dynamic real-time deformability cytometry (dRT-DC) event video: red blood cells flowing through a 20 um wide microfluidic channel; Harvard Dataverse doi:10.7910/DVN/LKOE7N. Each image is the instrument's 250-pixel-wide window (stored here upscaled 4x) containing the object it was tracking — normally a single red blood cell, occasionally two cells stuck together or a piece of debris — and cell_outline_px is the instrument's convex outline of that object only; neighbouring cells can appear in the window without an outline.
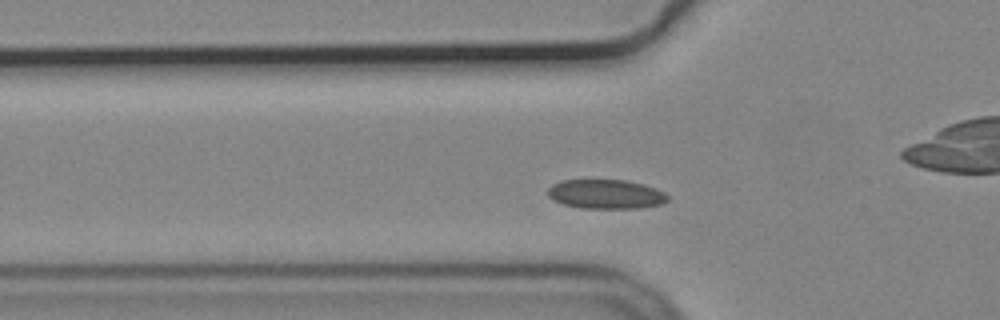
{"species": "common noctule bat (a hibernating species)", "species_latin": "Nyctalus noctula", "temperature_condition": "cold", "stored_images_in_passage": 37, "camera_frame_rate_fps": 3000, "um_per_image_px": 0.085, "animal": {"sex": "male", "body_mass_g": 19.2, "forearm_length_mm": 51.8}, "frame": {"image": 1, "passage_image": 6, "time_ms": 1.667, "image_size_px": [1000, 320], "cell_outline_px": [[668, 200], [664, 204], [640, 208], [580, 208], [564, 204], [552, 200], [548, 196], [548, 188], [552, 184], [560, 180], [624, 180], [644, 184], [656, 188], [664, 192], [668, 196]], "centroid_in_image_um": [51.5, 16.5], "position_along_channel_um": 74.3, "area_um2": 20.63}}
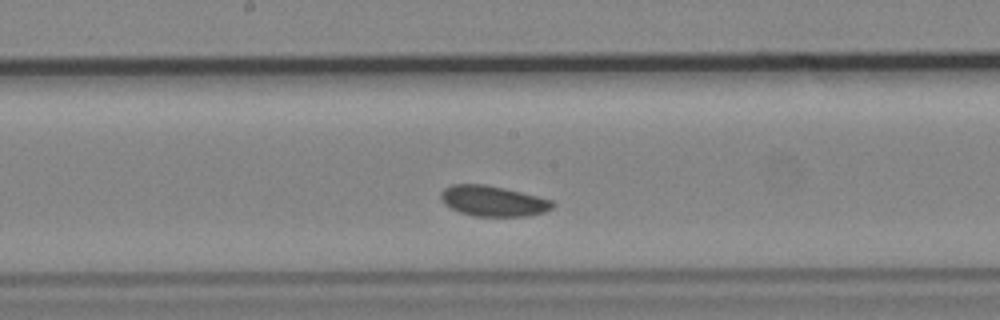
{"frame": {"image": 2, "passage_image": 17, "time_ms": 5.333, "image_size_px": [1000, 320], "cell_outline_px": [[556, 204], [552, 208], [544, 212], [528, 216], [472, 216], [460, 212], [444, 204], [440, 200], [440, 192], [444, 188], [452, 184], [484, 184], [504, 188], [552, 200]], "centroid_in_image_um": [41.88, 17.09], "position_along_channel_um": 206.3, "area_um2": 19.88}}
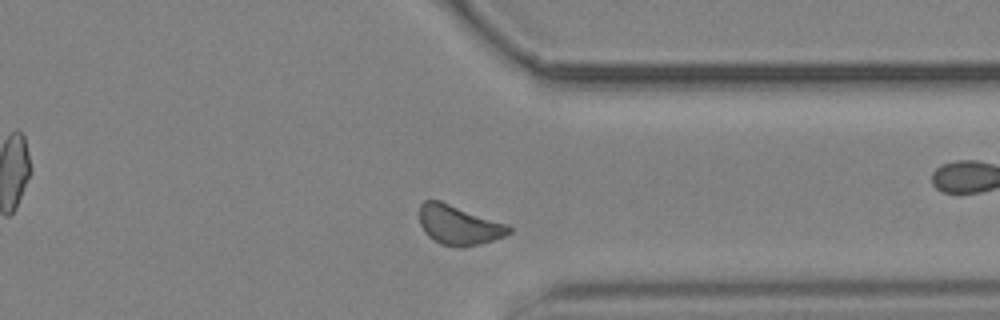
{"frame": {"image": 3, "passage_image": 31, "time_ms": 10.0, "image_size_px": [1000, 320], "cell_outline_px": [[512, 232], [504, 236], [480, 244], [440, 244], [432, 240], [424, 232], [420, 224], [420, 204], [424, 200], [440, 200], [508, 224], [512, 228]], "centroid_in_image_um": [38.99, 19.08], "position_along_channel_um": 372.4, "area_um2": 20.23}}